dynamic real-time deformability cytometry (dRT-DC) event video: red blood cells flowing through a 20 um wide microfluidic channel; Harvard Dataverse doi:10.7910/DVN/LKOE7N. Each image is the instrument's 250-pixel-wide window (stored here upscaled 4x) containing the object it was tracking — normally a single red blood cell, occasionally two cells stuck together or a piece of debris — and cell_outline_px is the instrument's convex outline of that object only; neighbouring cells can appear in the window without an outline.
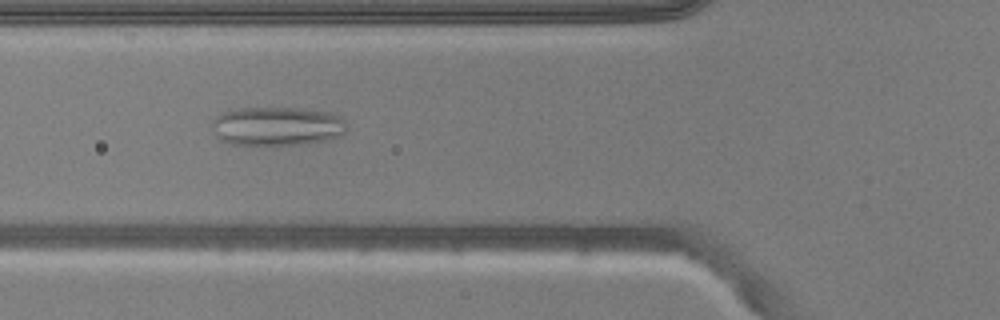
{"species": "common noctule bat (a hibernating species)", "species_latin": "Nyctalus noctula", "temperature_condition": "warm", "stored_images_in_passage": 50, "camera_frame_rate_fps": 3000, "um_per_image_px": 0.085, "animal": {"sex": "male", "body_mass_g": 20.5, "forearm_length_mm": 52.5}, "frame": {"image": 1, "passage_image": 18, "time_ms": 5.667, "image_size_px": [1000, 320], "cell_outline_px": [[348, 128], [340, 136], [332, 140], [300, 144], [228, 144], [220, 140], [216, 136], [212, 128], [212, 120], [216, 116], [232, 108], [296, 108], [328, 112], [340, 116], [344, 120]], "centroid_in_image_um": [23.55, 10.72], "position_along_channel_um": 102.3, "area_um2": 30.75}}
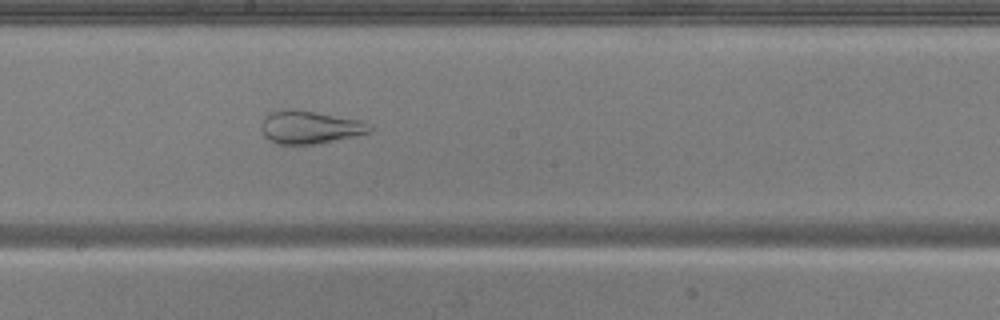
{"frame": {"image": 2, "passage_image": 27, "time_ms": 8.667, "image_size_px": [1000, 320], "cell_outline_px": [[372, 132], [316, 144], [276, 144], [264, 136], [260, 128], [264, 116], [268, 112], [288, 108], [292, 108], [364, 120], [372, 124]], "centroid_in_image_um": [26.34, 10.79], "position_along_channel_um": 221.9, "area_um2": 21.21}}
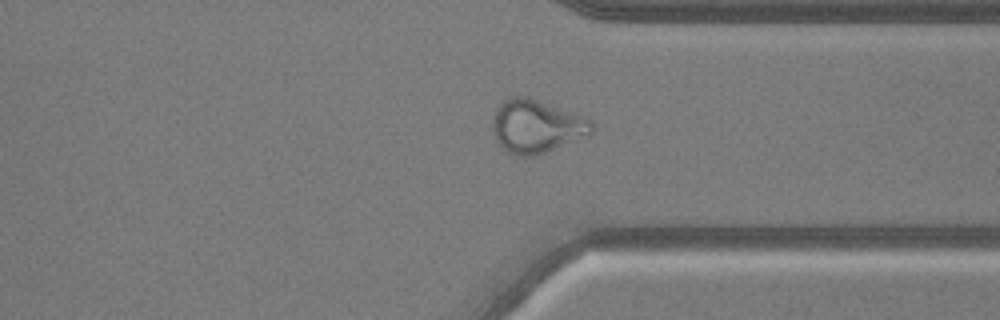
{"frame": {"image": 3, "passage_image": 38, "time_ms": 12.333, "image_size_px": [1000, 320], "cell_outline_px": [[596, 128], [588, 136], [544, 152], [532, 156], [512, 156], [496, 140], [492, 128], [492, 116], [496, 108], [504, 100], [512, 96], [528, 96], [592, 120]], "centroid_in_image_um": [45.58, 10.73], "position_along_channel_um": 365.8, "area_um2": 30.75}}